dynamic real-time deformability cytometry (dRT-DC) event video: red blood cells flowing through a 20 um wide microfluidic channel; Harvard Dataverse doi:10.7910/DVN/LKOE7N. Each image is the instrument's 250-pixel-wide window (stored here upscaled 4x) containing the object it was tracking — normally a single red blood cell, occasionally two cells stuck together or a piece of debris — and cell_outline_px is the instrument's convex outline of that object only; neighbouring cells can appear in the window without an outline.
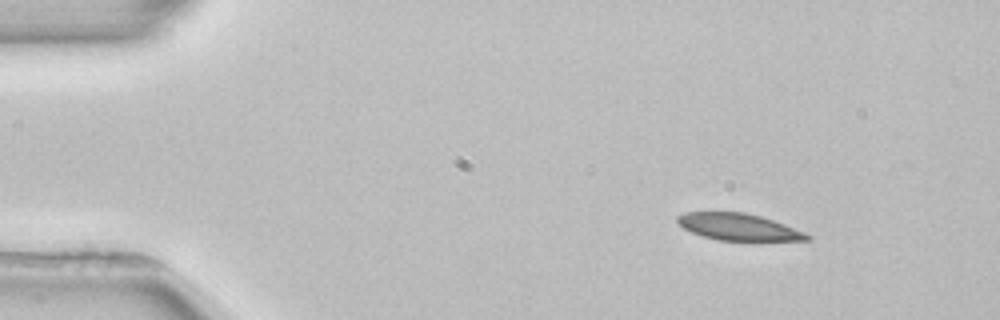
{"species": "common noctule bat (a hibernating species)", "species_latin": "Nyctalus noctula", "temperature_condition": "room temperature", "stored_images_in_passage": 3, "camera_frame_rate_fps": 3000, "um_per_image_px": 0.085, "animal": {"sex": "female", "body_mass_g": 22.7, "forearm_length_mm": 54.2}, "frame": {"image": 1, "passage_image": 1, "time_ms": 0.0, "image_size_px": [1000, 320], "cell_outline_px": [[812, 240], [716, 240], [692, 232], [684, 228], [676, 220], [676, 216], [684, 212], [744, 212], [760, 216], [784, 224], [804, 232], [812, 236]], "centroid_in_image_um": [62.76, 19.28], "position_along_channel_um": 22.2, "area_um2": 20.0}}
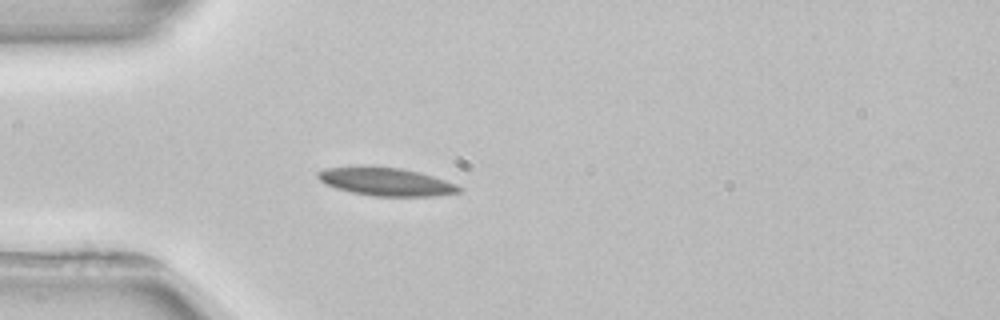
{"frame": {"image": 2, "passage_image": 3, "time_ms": 2.667, "image_size_px": [1000, 320], "cell_outline_px": [[464, 188], [460, 192], [436, 196], [372, 196], [352, 192], [336, 188], [324, 184], [316, 176], [316, 172], [324, 168], [360, 164], [400, 168], [420, 172], [456, 184]], "centroid_in_image_um": [32.75, 15.41], "position_along_channel_um": 52.3, "area_um2": 23.7}}